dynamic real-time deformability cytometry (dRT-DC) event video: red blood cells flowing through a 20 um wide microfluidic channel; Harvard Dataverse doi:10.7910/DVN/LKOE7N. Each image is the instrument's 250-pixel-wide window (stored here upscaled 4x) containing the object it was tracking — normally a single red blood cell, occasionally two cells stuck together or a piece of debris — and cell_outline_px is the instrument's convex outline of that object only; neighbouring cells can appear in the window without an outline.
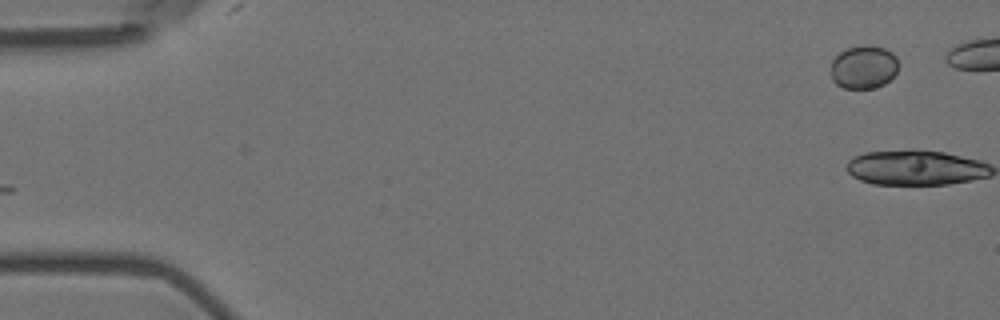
{"species": "Egyptian fruit bat (a non-hibernating species)", "species_latin": "Rousettus aegyptiacus", "temperature_condition": "room temperature", "stored_images_in_passage": 2, "camera_frame_rate_fps": 3000, "um_per_image_px": 0.085, "animal": {"sex": "female"}, "frame": {"image": 1, "passage_image": 1, "time_ms": 0.0, "image_size_px": [1000, 320], "cell_outline_px": [[900, 64], [896, 72], [884, 84], [876, 88], [844, 88], [836, 84], [832, 80], [828, 72], [832, 60], [840, 52], [848, 48], [868, 44], [872, 44], [884, 48], [892, 52], [896, 56]], "centroid_in_image_um": [73.39, 5.69], "position_along_channel_um": 11.6, "area_um2": 17.46}}